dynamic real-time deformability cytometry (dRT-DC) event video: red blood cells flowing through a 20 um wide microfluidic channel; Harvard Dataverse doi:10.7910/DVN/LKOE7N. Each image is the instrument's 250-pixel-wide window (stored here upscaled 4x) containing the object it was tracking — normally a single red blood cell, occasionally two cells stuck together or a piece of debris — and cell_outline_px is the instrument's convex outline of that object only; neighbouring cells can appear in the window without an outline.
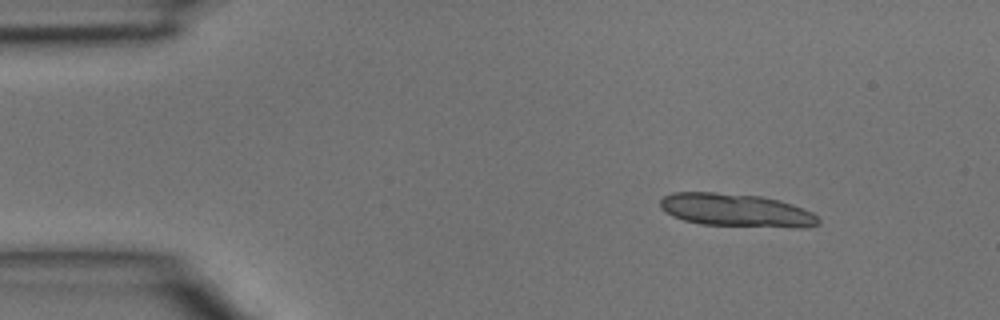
{"species": "common noctule bat (a hibernating species)", "species_latin": "Nyctalus noctula", "temperature_condition": "room temperature", "stored_images_in_passage": 4, "camera_frame_rate_fps": 3000, "um_per_image_px": 0.085, "animal": {"sex": "male", "body_mass_g": 15.6}, "frame": {"image": 1, "passage_image": 1, "time_ms": 0.0, "image_size_px": [1000, 320], "cell_outline_px": [[820, 224], [804, 228], [796, 228], [700, 224], [684, 220], [672, 216], [660, 208], [660, 200], [664, 196], [672, 192], [712, 192], [760, 196], [780, 200], [804, 208], [812, 212], [820, 220]], "centroid_in_image_um": [62.6, 17.87], "position_along_channel_um": 22.4, "area_um2": 30.69}}